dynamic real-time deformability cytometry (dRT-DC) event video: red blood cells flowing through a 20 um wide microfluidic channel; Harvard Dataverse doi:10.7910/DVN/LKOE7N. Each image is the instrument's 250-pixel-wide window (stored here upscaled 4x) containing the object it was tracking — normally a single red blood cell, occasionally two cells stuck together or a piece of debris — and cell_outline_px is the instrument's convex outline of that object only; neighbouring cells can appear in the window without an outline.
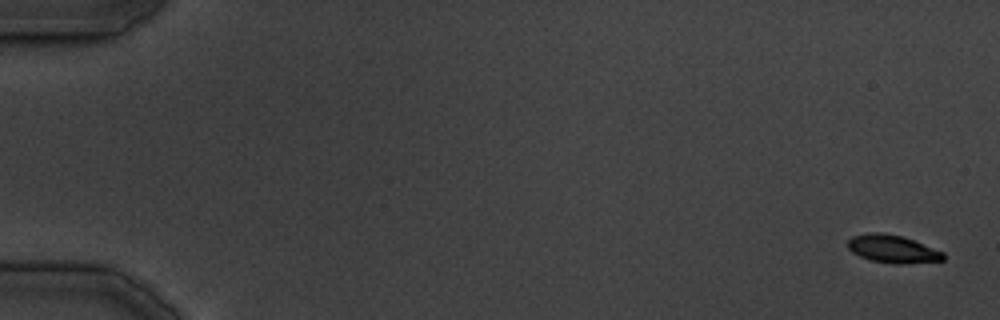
{"species": "common noctule bat (a hibernating species)", "species_latin": "Nyctalus noctula", "temperature_condition": "cold", "stored_images_in_passage": 41, "camera_frame_rate_fps": 3000, "um_per_image_px": 0.085, "animal": {"sex": "male", "body_mass_g": 19.5, "forearm_length_mm": 54.6}, "frame": {"image": 1, "passage_image": 1, "time_ms": 0.0, "image_size_px": [1000, 320], "cell_outline_px": [[944, 260], [900, 264], [896, 264], [872, 260], [860, 256], [852, 252], [848, 248], [848, 240], [852, 236], [868, 232], [884, 232], [904, 236], [944, 252]], "centroid_in_image_um": [75.87, 21.14], "position_along_channel_um": 9.1, "area_um2": 15.55}}
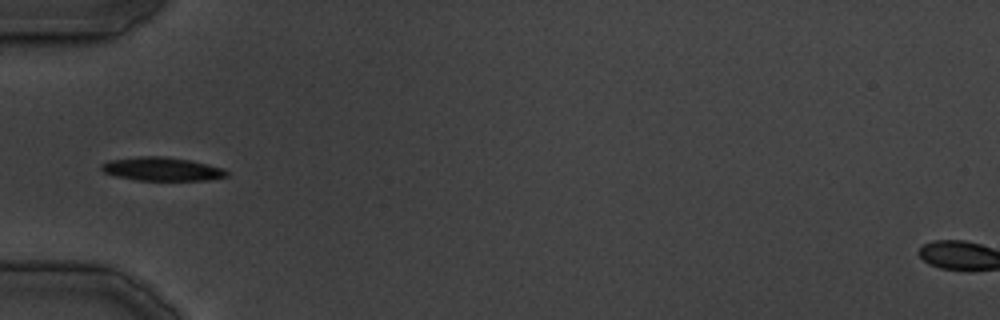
{"frame": {"image": 2, "passage_image": 14, "time_ms": 15.0, "image_size_px": [1000, 320], "cell_outline_px": [[228, 176], [208, 180], [136, 180], [116, 176], [104, 172], [100, 168], [100, 164], [108, 160], [136, 156], [164, 156], [188, 160], [208, 164], [224, 168], [228, 172]], "centroid_in_image_um": [13.74, 14.36], "position_along_channel_um": 71.3, "area_um2": 17.28}}
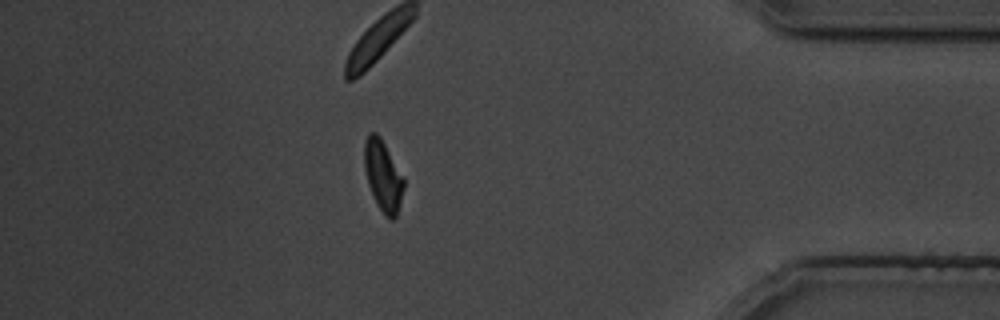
{"frame": {"image": 3, "passage_image": 36, "time_ms": 40.0, "image_size_px": [1000, 320], "cell_outline_px": [[404, 188], [396, 216], [392, 220], [388, 220], [384, 216], [368, 184], [364, 168], [364, 140], [368, 132], [376, 132], [380, 136], [404, 176]], "centroid_in_image_um": [32.55, 14.9], "position_along_channel_um": 402.6, "area_um2": 16.36}}